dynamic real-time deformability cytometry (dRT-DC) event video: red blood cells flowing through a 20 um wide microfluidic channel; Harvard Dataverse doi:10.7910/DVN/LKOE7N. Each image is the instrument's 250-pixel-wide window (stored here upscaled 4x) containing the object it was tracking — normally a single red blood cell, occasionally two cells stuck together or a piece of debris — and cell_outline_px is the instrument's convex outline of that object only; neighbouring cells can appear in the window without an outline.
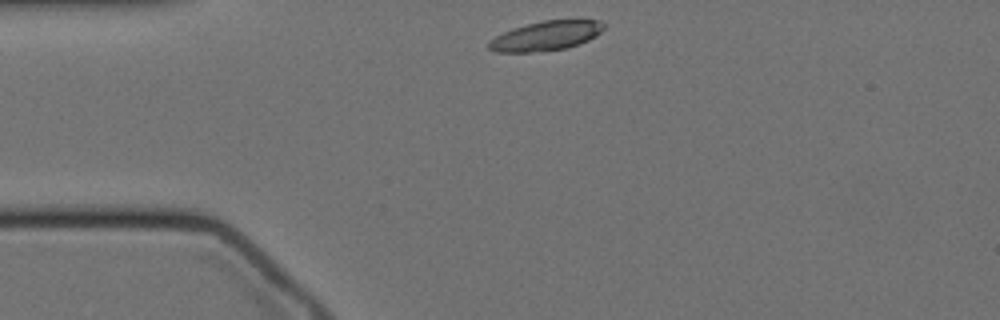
{"species": "Egyptian fruit bat (a non-hibernating species)", "species_latin": "Rousettus aegyptiacus", "temperature_condition": "cold", "stored_images_in_passage": 47, "camera_frame_rate_fps": 3000, "um_per_image_px": 0.085, "animal": {"sex": "female"}, "frame": {"image": 1, "passage_image": 1, "time_ms": 0.0, "image_size_px": [1000, 320], "cell_outline_px": [[604, 28], [596, 36], [580, 44], [564, 48], [528, 52], [496, 52], [488, 48], [488, 40], [512, 28], [544, 20], [600, 20], [604, 24]], "centroid_in_image_um": [46.39, 3.04], "position_along_channel_um": 38.6, "area_um2": 19.54}}
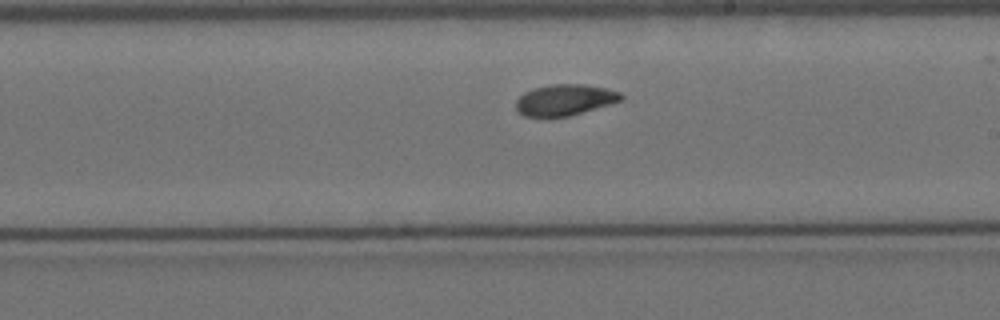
{"frame": {"image": 2, "passage_image": 21, "time_ms": 6.667, "image_size_px": [1000, 320], "cell_outline_px": [[624, 100], [612, 104], [568, 116], [524, 116], [516, 108], [516, 100], [524, 92], [532, 88], [552, 84], [580, 84], [604, 88], [620, 92], [624, 96]], "centroid_in_image_um": [48.03, 8.48], "position_along_channel_um": 241.0, "area_um2": 18.96}}
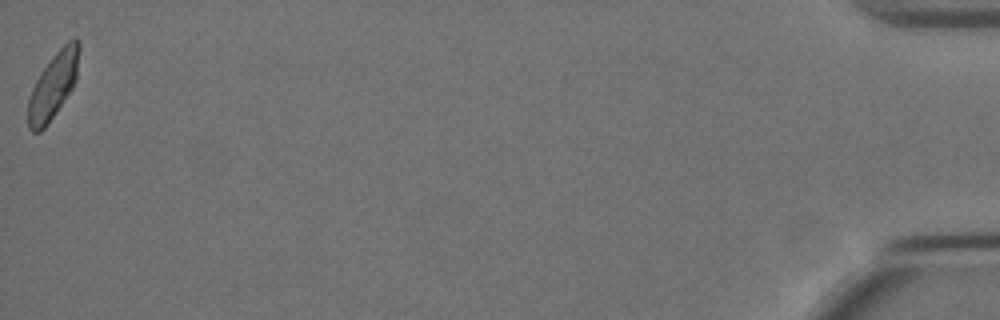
{"frame": {"image": 3, "passage_image": 47, "time_ms": 15.333, "image_size_px": [1000, 320], "cell_outline_px": [[80, 44], [76, 80], [72, 88], [48, 124], [40, 132], [32, 132], [28, 128], [28, 100], [32, 88], [40, 72], [52, 56], [68, 40], [76, 36], [80, 40]], "centroid_in_image_um": [4.53, 7.25], "position_along_channel_um": 430.7, "area_um2": 19.65}, "authors_computed_cell_mechanics": {"area_um2": 19.5364, "velocity_mm_per_s": 3.4012, "shape_relaxation_time_tau1_ms": 5.9226, "shape_relaxation_time_tau2_ms": 4.1035, "deformation_change_tau1": 0.1234, "deformation_change_tau2": 0.0628}}